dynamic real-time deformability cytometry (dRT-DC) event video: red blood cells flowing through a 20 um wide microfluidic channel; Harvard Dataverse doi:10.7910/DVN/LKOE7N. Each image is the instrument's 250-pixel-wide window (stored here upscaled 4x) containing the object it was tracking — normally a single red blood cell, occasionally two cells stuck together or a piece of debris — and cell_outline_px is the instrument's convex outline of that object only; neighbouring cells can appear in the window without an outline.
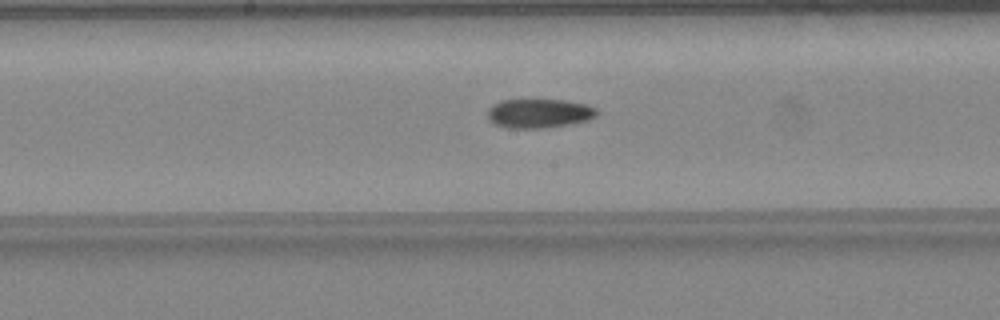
{"species": "common noctule bat (a hibernating species)", "species_latin": "Nyctalus noctula", "temperature_condition": "warm", "stored_images_in_passage": 48, "camera_frame_rate_fps": 3000, "um_per_image_px": 0.085, "animal": {"sex": "female", "body_mass_g": 24.6, "forearm_length_mm": 56.2}, "frame": {"image": 1, "passage_image": 25, "time_ms": 8.0, "image_size_px": [1000, 320], "cell_outline_px": [[596, 116], [588, 120], [568, 124], [544, 128], [508, 128], [492, 124], [488, 120], [488, 108], [492, 104], [500, 100], [564, 100], [584, 104], [596, 108]], "centroid_in_image_um": [45.75, 9.64], "position_along_channel_um": 202.4, "area_um2": 18.55}}
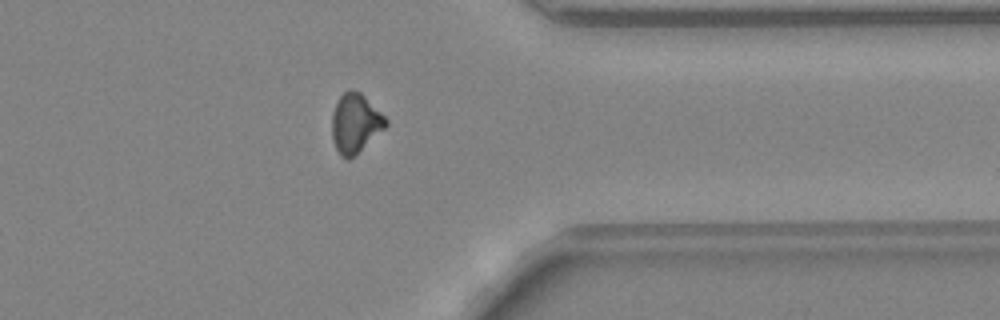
{"frame": {"image": 2, "passage_image": 38, "time_ms": 12.333, "image_size_px": [1000, 320], "cell_outline_px": [[388, 124], [384, 128], [348, 160], [340, 156], [332, 140], [332, 112], [336, 100], [348, 88], [352, 88], [360, 92], [388, 120]], "centroid_in_image_um": [30.16, 10.44], "position_along_channel_um": 381.2, "area_um2": 18.38}}
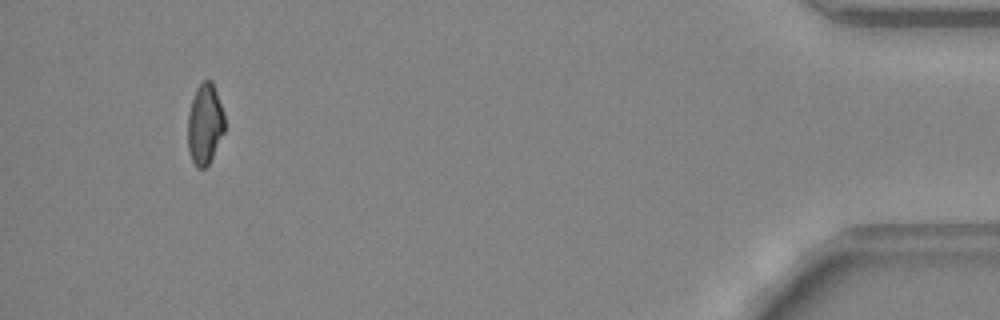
{"frame": {"image": 3, "passage_image": 45, "time_ms": 14.667, "image_size_px": [1000, 320], "cell_outline_px": [[224, 132], [208, 164], [204, 168], [196, 168], [188, 152], [188, 116], [192, 100], [196, 88], [204, 80], [212, 80], [224, 112]], "centroid_in_image_um": [17.41, 10.54], "position_along_channel_um": 417.8, "area_um2": 17.22}}